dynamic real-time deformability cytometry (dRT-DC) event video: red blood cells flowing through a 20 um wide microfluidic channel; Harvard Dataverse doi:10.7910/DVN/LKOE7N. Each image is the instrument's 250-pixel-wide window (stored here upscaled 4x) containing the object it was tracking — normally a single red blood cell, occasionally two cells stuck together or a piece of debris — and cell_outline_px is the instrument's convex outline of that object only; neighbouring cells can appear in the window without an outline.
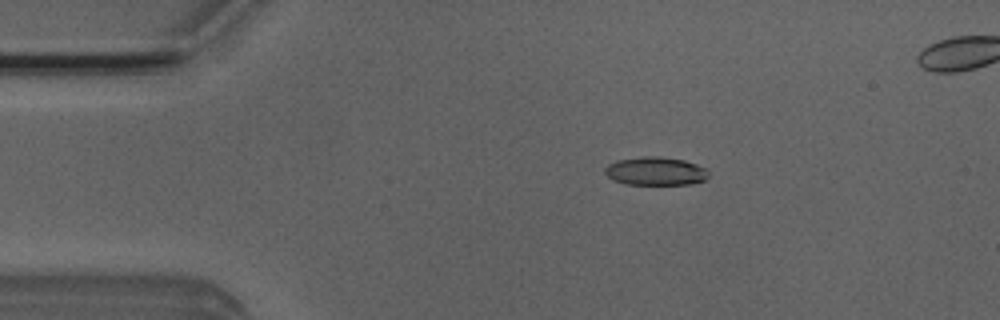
{"species": "Egyptian fruit bat (a non-hibernating species)", "species_latin": "Rousettus aegyptiacus", "temperature_condition": "room temperature", "stored_images_in_passage": 7, "camera_frame_rate_fps": 3000, "um_per_image_px": 0.085, "animal": {"sex": "male"}, "frame": {"image": 1, "passage_image": 2, "time_ms": 0.333, "image_size_px": [1000, 320], "cell_outline_px": [[708, 176], [704, 180], [692, 184], [624, 184], [612, 180], [604, 172], [604, 168], [608, 164], [616, 160], [644, 156], [660, 156], [684, 160], [708, 168]], "centroid_in_image_um": [55.71, 14.54], "position_along_channel_um": 29.3, "area_um2": 17.28}}
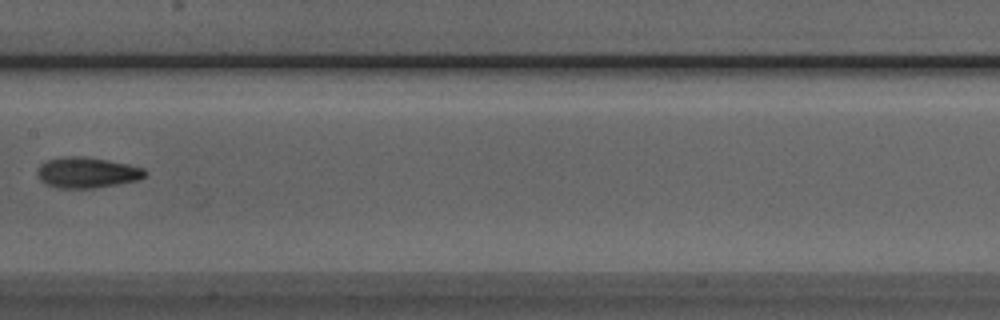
{"frame": {"image": 2, "passage_image": 7, "time_ms": 2.0, "image_size_px": [1000, 320], "cell_outline_px": [[148, 172], [144, 176], [136, 180], [116, 184], [92, 188], [56, 188], [40, 180], [36, 176], [36, 172], [40, 164], [48, 160], [64, 156], [84, 156], [108, 160], [128, 164], [144, 168]], "centroid_in_image_um": [7.36, 14.66], "position_along_channel_um": 200.0, "area_um2": 19.25}}